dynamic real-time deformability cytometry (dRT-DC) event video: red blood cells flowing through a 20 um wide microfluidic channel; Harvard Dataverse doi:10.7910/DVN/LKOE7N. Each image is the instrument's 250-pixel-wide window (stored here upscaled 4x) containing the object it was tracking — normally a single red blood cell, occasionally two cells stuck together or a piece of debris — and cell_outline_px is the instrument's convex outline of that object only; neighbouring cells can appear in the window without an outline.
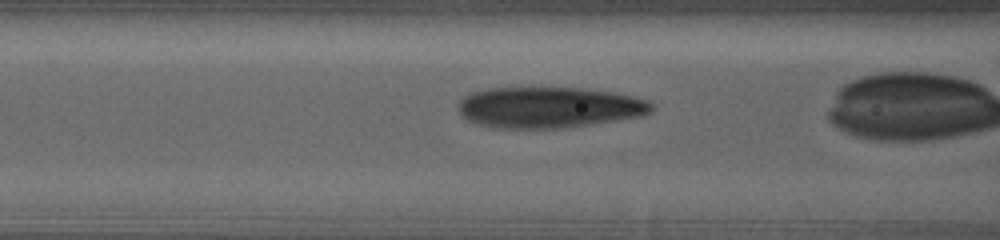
{"species": "human", "species_latin": "Homo sapiens", "temperature_condition": "warm", "stored_images_in_passage": 80, "camera_frame_rate_fps": 3000, "um_per_image_px": 0.085, "donor": {"sex": "female"}, "frame": {"image": 1, "passage_image": 41, "time_ms": 13.333, "image_size_px": [1000, 240], "cell_outline_px": [[656, 108], [652, 112], [644, 116], [592, 124], [564, 128], [496, 128], [476, 124], [468, 120], [460, 112], [460, 100], [464, 96], [472, 92], [484, 88], [588, 88], [616, 92], [648, 100]], "centroid_in_image_um": [46.73, 9.12], "position_along_channel_um": 119.9, "area_um2": 46.59}}
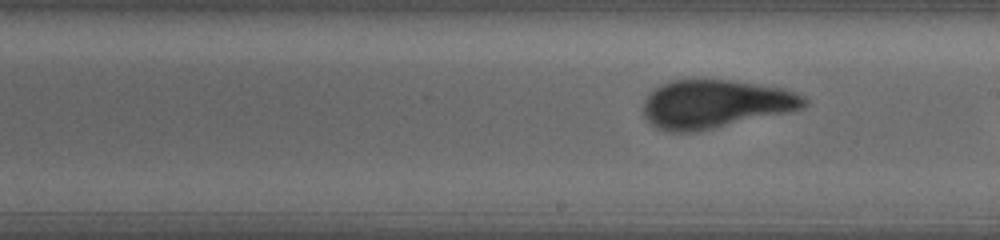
{"frame": {"image": 2, "passage_image": 57, "time_ms": 18.667, "image_size_px": [1000, 240], "cell_outline_px": [[808, 104], [804, 108], [792, 112], [696, 132], [668, 132], [656, 128], [644, 116], [644, 100], [648, 92], [660, 84], [672, 80], [732, 80], [784, 88], [796, 92], [804, 96], [808, 100]], "centroid_in_image_um": [60.83, 8.84], "position_along_channel_um": 228.2, "area_um2": 45.95}}
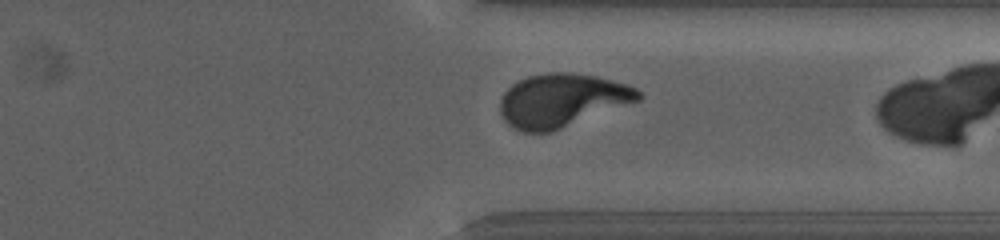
{"frame": {"image": 3, "passage_image": 77, "time_ms": 25.333, "image_size_px": [1000, 240], "cell_outline_px": [[644, 96], [640, 100], [552, 132], [524, 132], [508, 124], [504, 120], [500, 112], [500, 100], [504, 92], [512, 84], [528, 76], [548, 72], [568, 72], [596, 76], [628, 84], [636, 88]], "centroid_in_image_um": [47.77, 8.52], "position_along_channel_um": 363.6, "area_um2": 43.0}}